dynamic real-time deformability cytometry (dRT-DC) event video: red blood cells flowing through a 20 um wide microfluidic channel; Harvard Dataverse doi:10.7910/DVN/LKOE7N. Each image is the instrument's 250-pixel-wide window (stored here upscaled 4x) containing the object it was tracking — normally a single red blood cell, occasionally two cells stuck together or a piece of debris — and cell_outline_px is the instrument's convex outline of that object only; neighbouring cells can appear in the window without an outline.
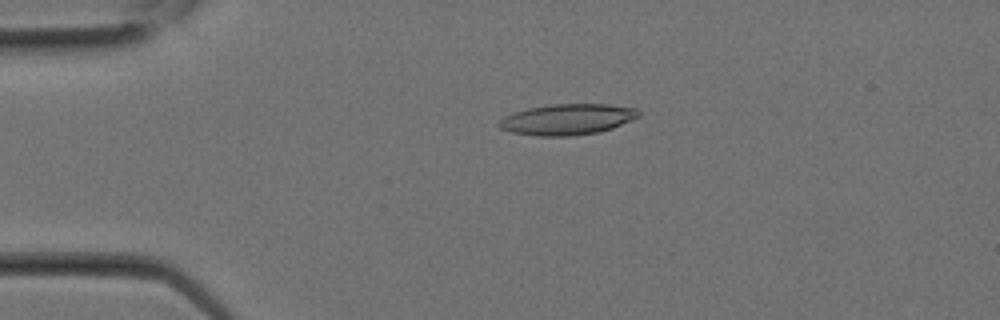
{"species": "Egyptian fruit bat (a non-hibernating species)", "species_latin": "Rousettus aegyptiacus", "temperature_condition": "room temperature", "stored_images_in_passage": 2, "camera_frame_rate_fps": 3000, "um_per_image_px": 0.085, "animal": {"sex": "female"}, "frame": {"image": 1, "passage_image": 2, "time_ms": 0.333, "image_size_px": [1000, 320], "cell_outline_px": [[640, 116], [612, 128], [596, 132], [572, 136], [536, 136], [512, 132], [500, 128], [496, 124], [504, 116], [528, 108], [552, 104], [608, 104], [636, 108], [640, 112]], "centroid_in_image_um": [48.21, 10.14], "position_along_channel_um": 36.8, "area_um2": 25.03}}